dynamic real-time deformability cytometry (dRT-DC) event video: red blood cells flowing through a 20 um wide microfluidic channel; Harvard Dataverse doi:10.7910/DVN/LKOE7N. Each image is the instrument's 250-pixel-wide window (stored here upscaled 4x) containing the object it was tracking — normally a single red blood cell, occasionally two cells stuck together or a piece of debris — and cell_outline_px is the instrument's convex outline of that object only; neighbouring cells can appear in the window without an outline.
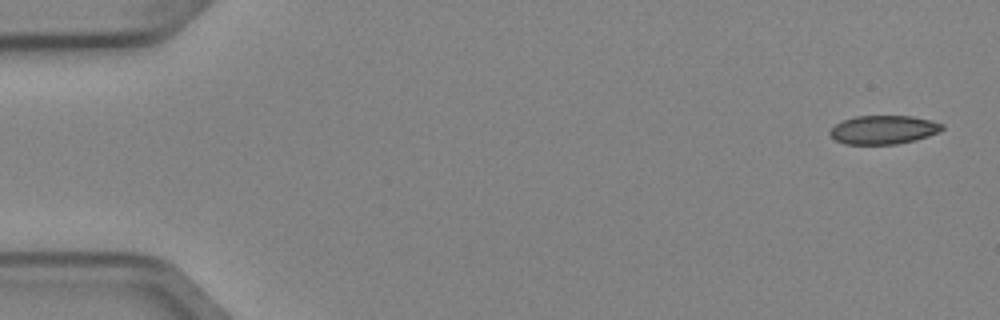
{"species": "Egyptian fruit bat (a non-hibernating species)", "species_latin": "Rousettus aegyptiacus", "temperature_condition": "cold", "stored_images_in_passage": 7, "camera_frame_rate_fps": 3000, "um_per_image_px": 0.085, "animal": {"sex": "female"}, "frame": {"image": 1, "passage_image": 1, "time_ms": 0.0, "image_size_px": [1000, 320], "cell_outline_px": [[944, 128], [940, 132], [928, 136], [896, 144], [844, 144], [836, 140], [828, 132], [836, 124], [844, 120], [856, 116], [912, 116], [944, 124]], "centroid_in_image_um": [75.1, 11.03], "position_along_channel_um": 9.9, "area_um2": 18.55}}
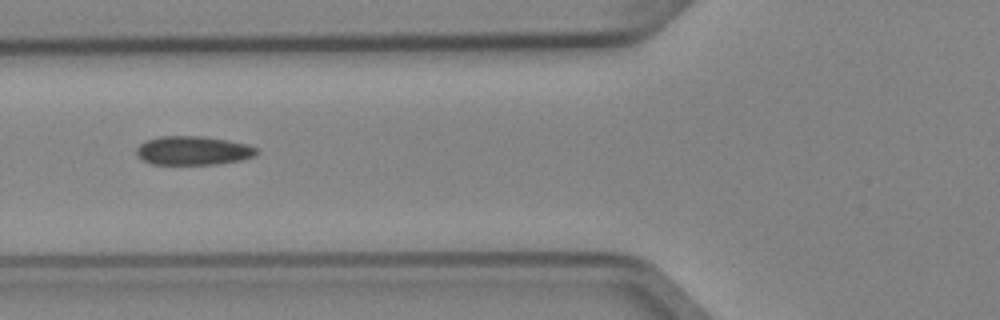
{"frame": {"image": 2, "passage_image": 6, "time_ms": 1.667, "image_size_px": [1000, 320], "cell_outline_px": [[260, 152], [244, 160], [216, 164], [152, 164], [144, 160], [136, 152], [136, 148], [144, 140], [160, 136], [200, 136], [228, 140], [248, 144], [256, 148]], "centroid_in_image_um": [16.43, 12.79], "position_along_channel_um": 109.4, "area_um2": 20.23}}
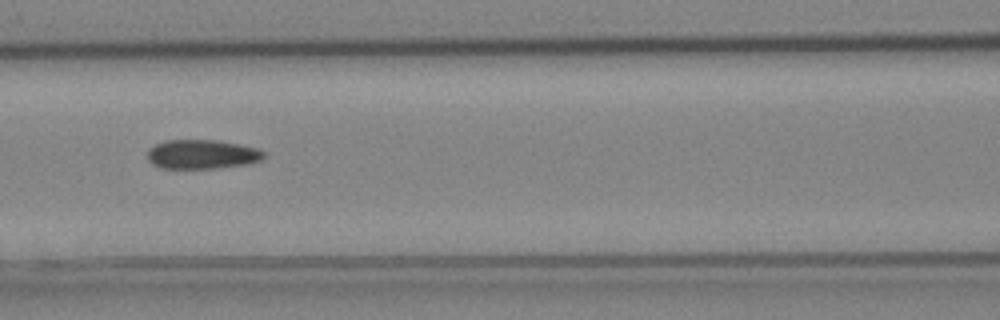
{"frame": {"image": 3, "passage_image": 7, "time_ms": 2.0, "image_size_px": [1000, 320], "cell_outline_px": [[264, 156], [260, 160], [244, 164], [216, 168], [160, 168], [152, 164], [148, 160], [148, 148], [164, 140], [216, 140], [256, 148], [264, 152]], "centroid_in_image_um": [17.1, 13.11], "position_along_channel_um": 149.5, "area_um2": 19.59}}